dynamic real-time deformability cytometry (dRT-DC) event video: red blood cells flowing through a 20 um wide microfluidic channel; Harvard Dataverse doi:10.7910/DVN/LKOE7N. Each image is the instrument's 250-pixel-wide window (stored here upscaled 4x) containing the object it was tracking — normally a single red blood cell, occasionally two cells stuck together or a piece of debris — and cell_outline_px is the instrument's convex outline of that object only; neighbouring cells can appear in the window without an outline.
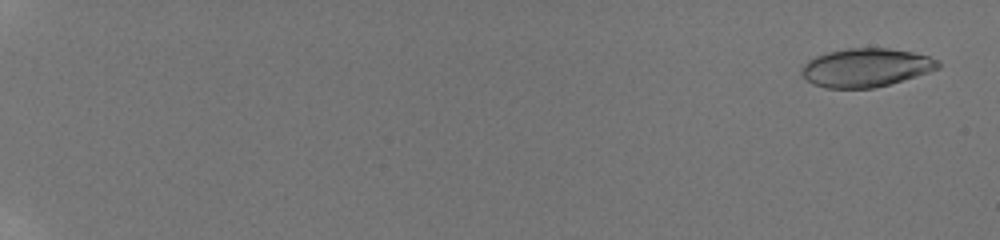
{"species": "human", "species_latin": "Homo sapiens", "temperature_condition": "room temperature", "stored_images_in_passage": 58, "camera_frame_rate_fps": 3000, "um_per_image_px": 0.085, "donor": {"sex": "male"}, "frame": {"image": 1, "passage_image": 3, "time_ms": 0.667, "image_size_px": [1000, 240], "cell_outline_px": [[940, 68], [916, 76], [888, 84], [872, 88], [824, 88], [812, 84], [800, 72], [800, 68], [808, 60], [816, 56], [828, 52], [848, 48], [888, 48], [912, 52], [928, 56], [940, 60]], "centroid_in_image_um": [73.59, 5.74], "position_along_channel_um": 11.4, "area_um2": 30.58}}
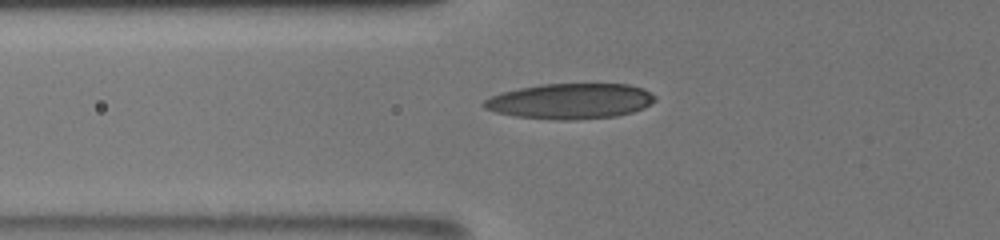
{"frame": {"image": 2, "passage_image": 26, "time_ms": 8.333, "image_size_px": [1000, 240], "cell_outline_px": [[656, 100], [644, 108], [632, 112], [616, 116], [572, 120], [556, 120], [516, 116], [496, 112], [484, 108], [480, 104], [484, 100], [500, 92], [540, 84], [628, 84], [644, 88], [656, 96]], "centroid_in_image_um": [48.48, 8.59], "position_along_channel_um": 77.3, "area_um2": 35.49}}
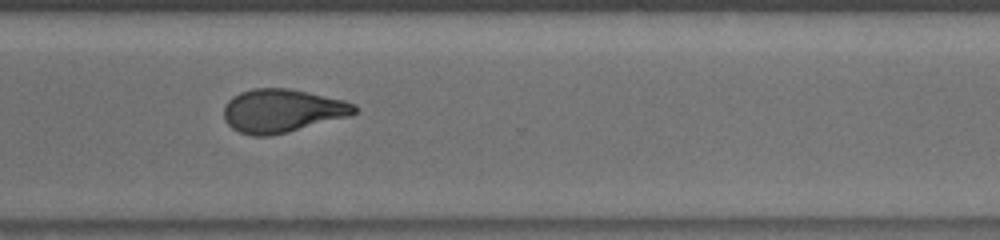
{"frame": {"image": 3, "passage_image": 47, "time_ms": 15.333, "image_size_px": [1000, 240], "cell_outline_px": [[356, 112], [352, 116], [288, 132], [268, 136], [252, 136], [240, 132], [232, 128], [224, 120], [224, 104], [232, 96], [240, 92], [252, 88], [288, 88], [308, 92], [344, 100], [356, 104]], "centroid_in_image_um": [23.98, 9.41], "position_along_channel_um": 346.6, "area_um2": 33.29}, "authors_computed_cell_mechanics": {"area_um2": 32.4258, "velocity_mm_per_s": 3.8918, "shape_relaxation_time_tau1_ms": 8.392, "shape_relaxation_time_tau2_ms": 2.5048, "deformation_change_tau1": 0.2157, "deformation_change_tau2": 0.0913}}